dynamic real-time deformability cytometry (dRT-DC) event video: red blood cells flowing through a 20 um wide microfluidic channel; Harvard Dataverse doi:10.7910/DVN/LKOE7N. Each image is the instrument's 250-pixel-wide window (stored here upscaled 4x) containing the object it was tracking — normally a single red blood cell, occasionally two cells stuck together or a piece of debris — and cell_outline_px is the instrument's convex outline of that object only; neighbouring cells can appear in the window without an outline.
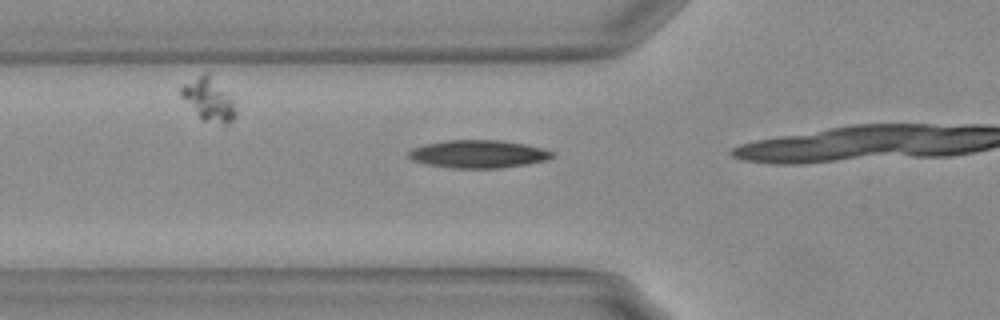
{"species": "Egyptian fruit bat (a non-hibernating species)", "species_latin": "Rousettus aegyptiacus", "temperature_condition": "warm", "stored_images_in_passage": 16, "camera_frame_rate_fps": 3000, "um_per_image_px": 0.085, "animal": {"sex": "female"}, "frame": {"image": 1, "passage_image": 12, "time_ms": 3.667, "image_size_px": [1000, 320], "cell_outline_px": [[556, 156], [548, 160], [528, 164], [500, 168], [452, 168], [428, 164], [416, 160], [408, 156], [408, 152], [412, 148], [424, 144], [444, 140], [500, 140], [528, 144], [556, 152]], "centroid_in_image_um": [40.74, 13.08], "position_along_channel_um": 85.1, "area_um2": 23.52}}